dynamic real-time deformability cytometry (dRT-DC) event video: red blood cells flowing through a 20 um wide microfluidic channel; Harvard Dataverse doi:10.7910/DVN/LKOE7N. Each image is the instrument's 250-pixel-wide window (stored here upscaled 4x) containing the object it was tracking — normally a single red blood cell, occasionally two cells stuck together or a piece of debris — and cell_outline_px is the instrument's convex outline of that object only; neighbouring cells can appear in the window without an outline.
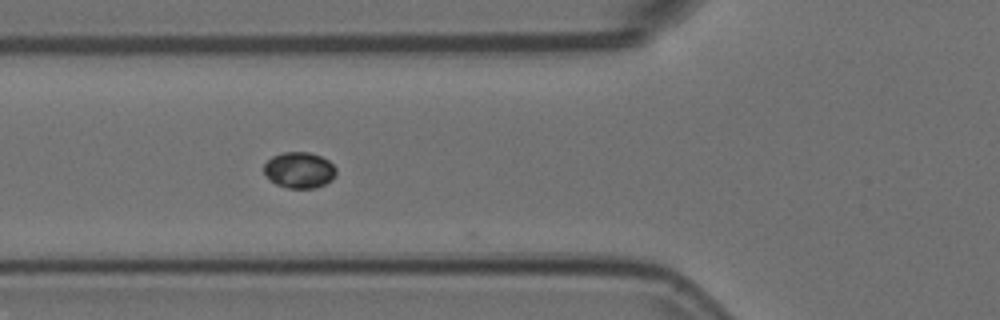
{"species": "Egyptian fruit bat (a non-hibernating species)", "species_latin": "Rousettus aegyptiacus", "temperature_condition": "room temperature", "stored_images_in_passage": 23, "camera_frame_rate_fps": 3000, "um_per_image_px": 0.085, "animal": {"sex": "female"}, "frame": {"image": 1, "passage_image": 20, "time_ms": 6.333, "image_size_px": [1000, 320], "cell_outline_px": [[336, 176], [332, 180], [316, 188], [288, 188], [276, 184], [264, 172], [264, 164], [272, 156], [284, 152], [308, 152], [320, 156], [328, 160], [336, 168]], "centroid_in_image_um": [25.47, 14.46], "position_along_channel_um": 100.3, "area_um2": 15.09}}